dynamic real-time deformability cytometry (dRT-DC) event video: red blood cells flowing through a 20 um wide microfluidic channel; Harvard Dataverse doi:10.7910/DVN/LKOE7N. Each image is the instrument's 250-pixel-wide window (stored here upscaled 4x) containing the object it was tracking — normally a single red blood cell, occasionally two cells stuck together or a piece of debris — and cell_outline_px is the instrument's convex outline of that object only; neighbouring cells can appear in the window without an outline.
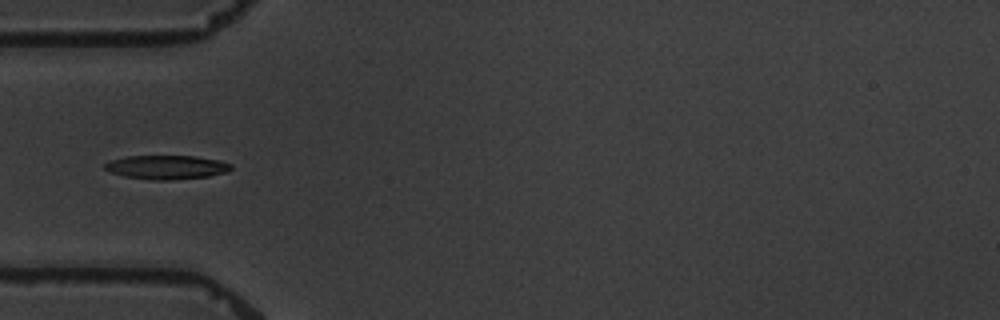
{"species": "common noctule bat (a hibernating species)", "species_latin": "Nyctalus noctula", "temperature_condition": "warm", "stored_images_in_passage": 8, "camera_frame_rate_fps": 3000, "um_per_image_px": 0.085, "animal": {"sex": "male", "body_mass_g": 19.5, "forearm_length_mm": 54.6}, "frame": {"image": 1, "passage_image": 6, "time_ms": 5.667, "image_size_px": [1000, 320], "cell_outline_px": [[232, 168], [228, 172], [208, 176], [168, 180], [152, 180], [124, 176], [108, 172], [104, 168], [104, 164], [108, 160], [128, 156], [196, 156], [220, 160], [232, 164]], "centroid_in_image_um": [14.14, 14.21], "position_along_channel_um": 70.9, "area_um2": 17.74}}
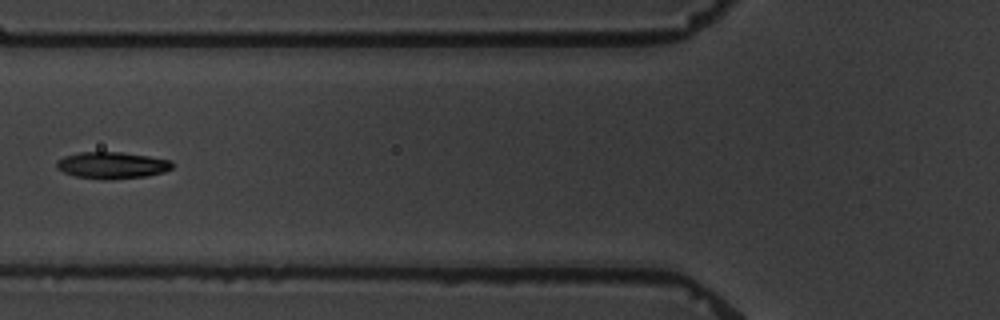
{"frame": {"image": 2, "passage_image": 7, "time_ms": 7.0, "image_size_px": [1000, 320], "cell_outline_px": [[172, 168], [164, 172], [148, 176], [112, 180], [76, 176], [64, 172], [56, 168], [56, 160], [64, 156], [80, 152], [120, 152], [148, 156], [172, 160]], "centroid_in_image_um": [9.53, 14.05], "position_along_channel_um": 116.3, "area_um2": 18.03}}
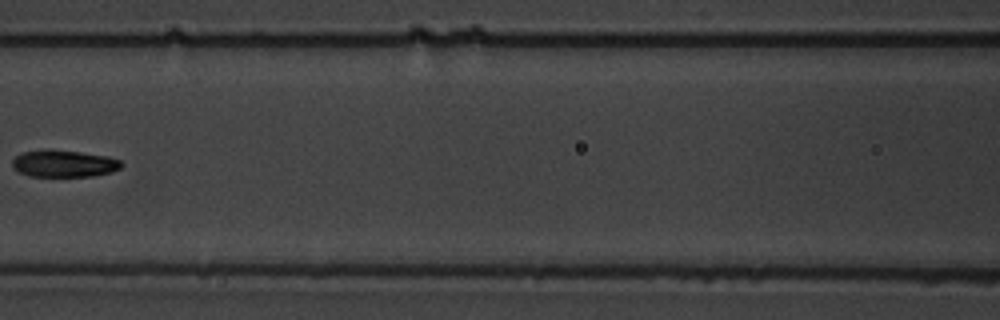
{"frame": {"image": 3, "passage_image": 8, "time_ms": 8.333, "image_size_px": [1000, 320], "cell_outline_px": [[124, 164], [120, 168], [112, 172], [92, 176], [28, 176], [20, 172], [12, 164], [12, 160], [20, 152], [80, 152], [108, 156], [120, 160]], "centroid_in_image_um": [5.5, 13.94], "position_along_channel_um": 161.1, "area_um2": 16.47}}